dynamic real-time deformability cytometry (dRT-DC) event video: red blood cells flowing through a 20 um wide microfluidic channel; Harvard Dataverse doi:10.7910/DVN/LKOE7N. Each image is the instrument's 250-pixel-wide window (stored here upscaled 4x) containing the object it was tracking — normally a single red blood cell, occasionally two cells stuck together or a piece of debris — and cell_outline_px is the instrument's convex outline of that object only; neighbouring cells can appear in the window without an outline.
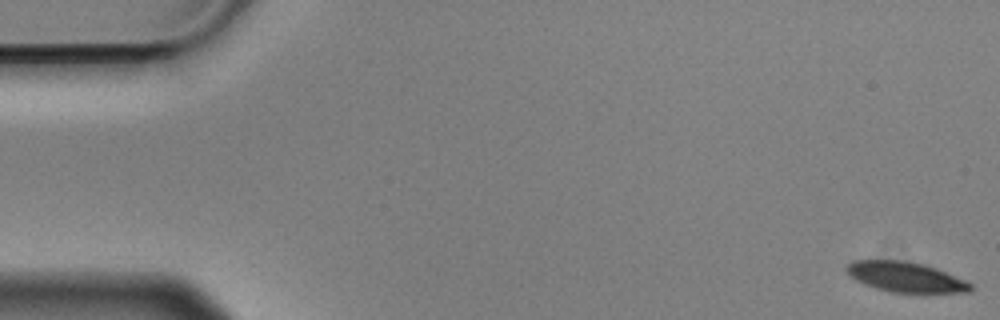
{"species": "Egyptian fruit bat (a non-hibernating species)", "species_latin": "Rousettus aegyptiacus", "temperature_condition": "cold", "stored_images_in_passage": 57, "camera_frame_rate_fps": 3000, "um_per_image_px": 0.085, "animal": {"sex": "male"}, "frame": {"image": 1, "passage_image": 1, "time_ms": 0.0, "image_size_px": [1000, 320], "cell_outline_px": [[972, 288], [968, 292], [892, 292], [876, 288], [864, 284], [856, 280], [844, 268], [852, 260], [896, 260], [924, 264], [936, 268], [964, 280], [972, 284]], "centroid_in_image_um": [76.94, 23.53], "position_along_channel_um": 8.1, "area_um2": 21.39}}
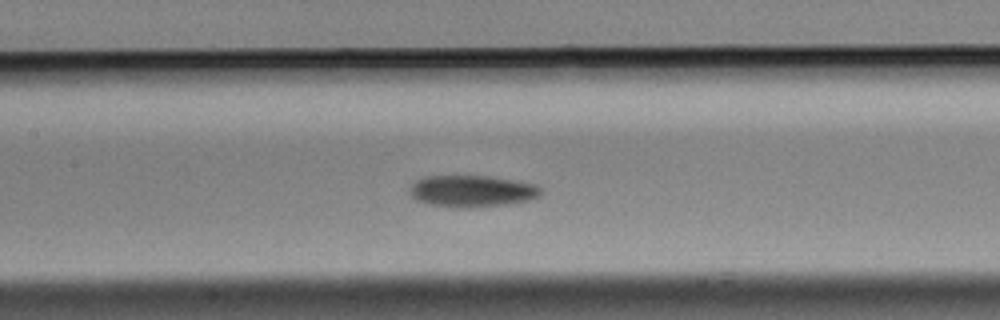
{"frame": {"image": 2, "passage_image": 26, "time_ms": 8.333, "image_size_px": [1000, 320], "cell_outline_px": [[544, 192], [540, 196], [528, 200], [508, 204], [468, 208], [456, 208], [424, 204], [416, 200], [408, 192], [408, 188], [416, 180], [424, 176], [488, 176], [536, 184]], "centroid_in_image_um": [40.07, 16.26], "position_along_channel_um": 167.3, "area_um2": 24.57}}
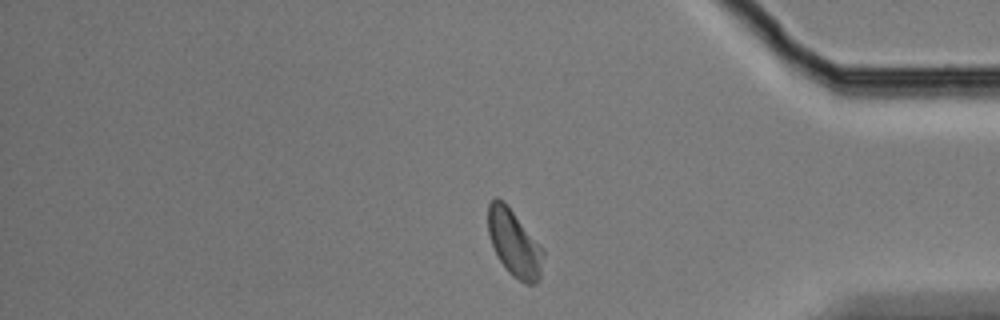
{"frame": {"image": 3, "passage_image": 47, "time_ms": 15.333, "image_size_px": [1000, 320], "cell_outline_px": [[544, 256], [540, 276], [536, 284], [524, 284], [512, 276], [508, 272], [496, 256], [488, 232], [488, 204], [492, 196], [496, 196], [504, 200], [544, 248]], "centroid_in_image_um": [43.71, 20.65], "position_along_channel_um": 391.5, "area_um2": 21.96}, "authors_computed_cell_mechanics": {"area_um2": 22.5998, "velocity_mm_per_s": 3.5441, "shape_relaxation_time_tau1_ms": 3.2105, "shape_relaxation_time_tau2_ms": 5.5798, "deformation_change_tau1": 0.0974, "deformation_change_tau2": 0.1019}}